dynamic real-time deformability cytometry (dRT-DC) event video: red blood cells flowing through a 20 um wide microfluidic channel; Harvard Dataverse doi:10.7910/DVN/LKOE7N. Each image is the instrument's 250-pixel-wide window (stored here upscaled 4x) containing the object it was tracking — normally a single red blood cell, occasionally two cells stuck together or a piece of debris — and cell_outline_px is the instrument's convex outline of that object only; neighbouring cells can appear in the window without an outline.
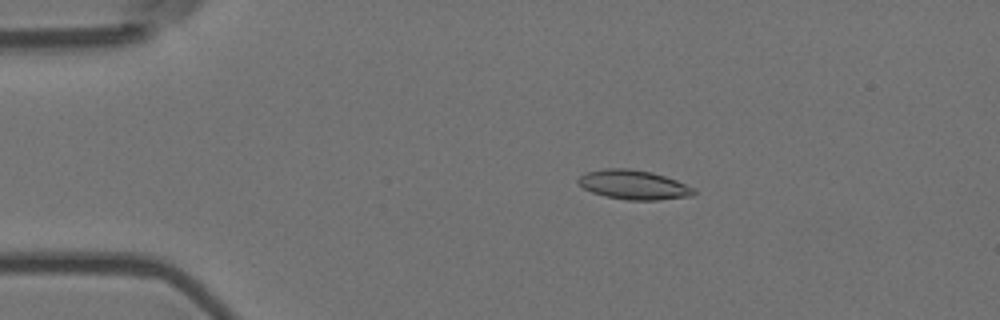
{"species": "Egyptian fruit bat (a non-hibernating species)", "species_latin": "Rousettus aegyptiacus", "temperature_condition": "room temperature", "stored_images_in_passage": 57, "camera_frame_rate_fps": 3000, "um_per_image_px": 0.085, "animal": {"sex": "female"}, "frame": {"image": 1, "passage_image": 11, "time_ms": 3.333, "image_size_px": [1000, 320], "cell_outline_px": [[696, 192], [692, 196], [656, 200], [628, 200], [604, 196], [592, 192], [584, 188], [576, 180], [584, 172], [604, 168], [628, 168], [652, 172], [676, 180], [696, 188]], "centroid_in_image_um": [53.86, 15.7], "position_along_channel_um": 31.1, "area_um2": 19.88}}
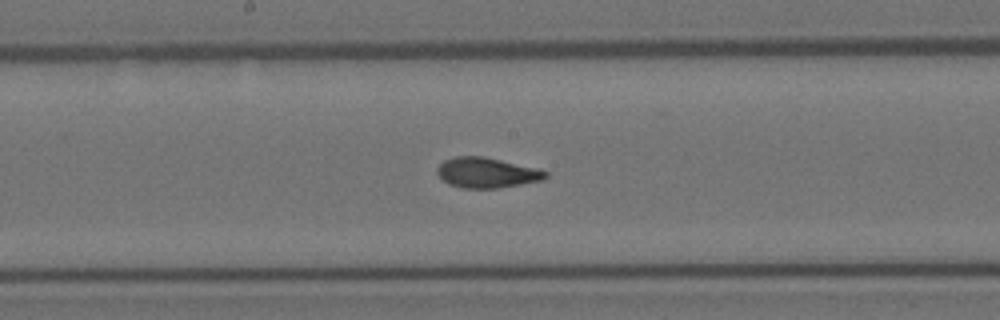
{"frame": {"image": 2, "passage_image": 30, "time_ms": 9.667, "image_size_px": [1000, 320], "cell_outline_px": [[548, 176], [544, 180], [496, 188], [464, 188], [448, 184], [436, 172], [436, 168], [444, 160], [456, 156], [484, 156], [540, 168], [548, 172]], "centroid_in_image_um": [41.41, 14.67], "position_along_channel_um": 206.8, "area_um2": 19.25}}
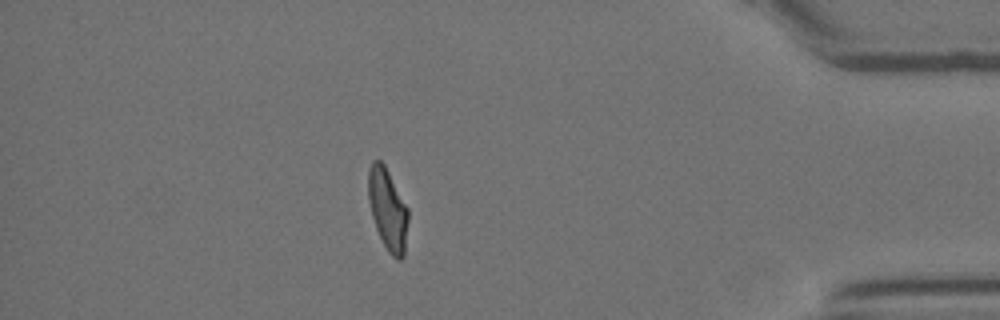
{"frame": {"image": 3, "passage_image": 50, "time_ms": 16.333, "image_size_px": [1000, 320], "cell_outline_px": [[408, 220], [404, 256], [400, 260], [396, 260], [388, 252], [376, 228], [372, 216], [368, 200], [368, 168], [372, 160], [380, 160], [384, 164], [408, 208]], "centroid_in_image_um": [32.95, 17.79], "position_along_channel_um": 402.3, "area_um2": 18.96}, "authors_computed_cell_mechanics": {"area_um2": 19.1896, "velocity_mm_per_s": 3.5594, "shape_relaxation_time_tau1_ms": 5.6824, "shape_relaxation_time_tau2_ms": 1.6337, "deformation_change_tau1": 0.1956, "deformation_change_tau2": 0.0811}}